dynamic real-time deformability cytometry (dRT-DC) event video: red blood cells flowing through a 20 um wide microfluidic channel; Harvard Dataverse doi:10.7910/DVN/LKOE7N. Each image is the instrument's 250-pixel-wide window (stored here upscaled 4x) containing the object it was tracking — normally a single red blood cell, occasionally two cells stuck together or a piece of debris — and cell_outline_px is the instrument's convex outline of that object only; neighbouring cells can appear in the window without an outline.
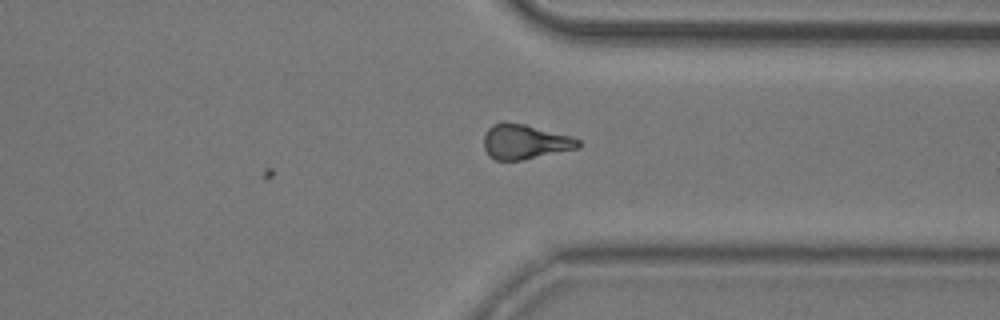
{"species": "common noctule bat (a hibernating species)", "species_latin": "Nyctalus noctula", "temperature_condition": "room temperature", "stored_images_in_passage": 13, "camera_frame_rate_fps": 3000, "um_per_image_px": 0.085, "animal": {"sex": "male", "body_mass_g": 20.5, "forearm_length_mm": 52.5}, "frame": {"image": 1, "passage_image": 10, "time_ms": 11.333, "image_size_px": [1000, 320], "cell_outline_px": [[580, 148], [520, 160], [496, 160], [488, 156], [484, 148], [484, 136], [488, 128], [492, 124], [504, 120], [524, 124], [572, 136], [580, 140]], "centroid_in_image_um": [44.6, 12.03], "position_along_channel_um": 366.8, "area_um2": 19.31}}